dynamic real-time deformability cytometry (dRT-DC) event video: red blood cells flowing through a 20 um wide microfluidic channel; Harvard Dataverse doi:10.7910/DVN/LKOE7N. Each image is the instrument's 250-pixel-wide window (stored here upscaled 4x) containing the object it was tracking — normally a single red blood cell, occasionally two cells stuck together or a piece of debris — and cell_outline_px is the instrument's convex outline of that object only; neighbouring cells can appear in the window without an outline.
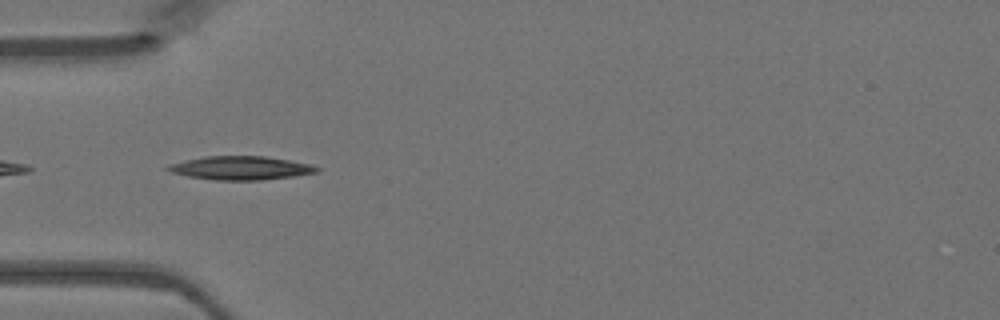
{"species": "Egyptian fruit bat (a non-hibernating species)", "species_latin": "Rousettus aegyptiacus", "temperature_condition": "warm", "stored_images_in_passage": 33, "camera_frame_rate_fps": 3000, "um_per_image_px": 0.085, "animal": {"sex": "female"}, "frame": {"image": 1, "passage_image": 1, "time_ms": 0.0, "image_size_px": [1000, 320], "cell_outline_px": [[320, 172], [292, 176], [260, 180], [216, 180], [188, 176], [172, 172], [164, 168], [172, 164], [184, 160], [204, 156], [264, 156], [312, 164], [320, 168]], "centroid_in_image_um": [20.49, 14.27], "position_along_channel_um": 64.5, "area_um2": 20.35}}
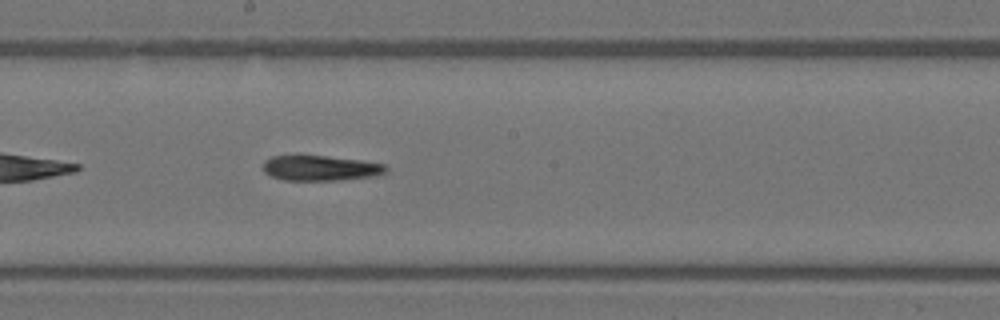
{"frame": {"image": 2, "passage_image": 12, "time_ms": 3.667, "image_size_px": [1000, 320], "cell_outline_px": [[388, 168], [384, 172], [376, 176], [332, 180], [284, 180], [272, 176], [264, 172], [264, 160], [272, 156], [328, 156], [360, 160], [384, 164]], "centroid_in_image_um": [27.23, 14.28], "position_along_channel_um": 221.0, "area_um2": 17.8}}
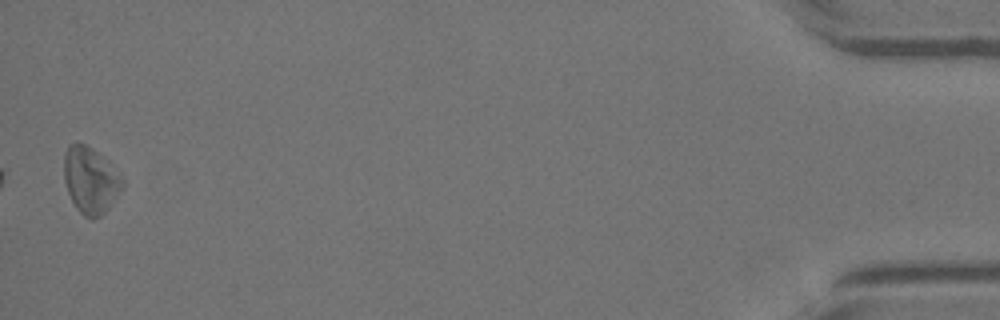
{"frame": {"image": 3, "passage_image": 33, "time_ms": 10.667, "image_size_px": [1000, 320], "cell_outline_px": [[124, 188], [108, 208], [100, 216], [92, 220], [84, 216], [76, 208], [68, 192], [64, 180], [64, 152], [68, 144], [84, 144], [92, 148], [124, 180]], "centroid_in_image_um": [7.67, 15.35], "position_along_channel_um": 427.5, "area_um2": 22.25}}